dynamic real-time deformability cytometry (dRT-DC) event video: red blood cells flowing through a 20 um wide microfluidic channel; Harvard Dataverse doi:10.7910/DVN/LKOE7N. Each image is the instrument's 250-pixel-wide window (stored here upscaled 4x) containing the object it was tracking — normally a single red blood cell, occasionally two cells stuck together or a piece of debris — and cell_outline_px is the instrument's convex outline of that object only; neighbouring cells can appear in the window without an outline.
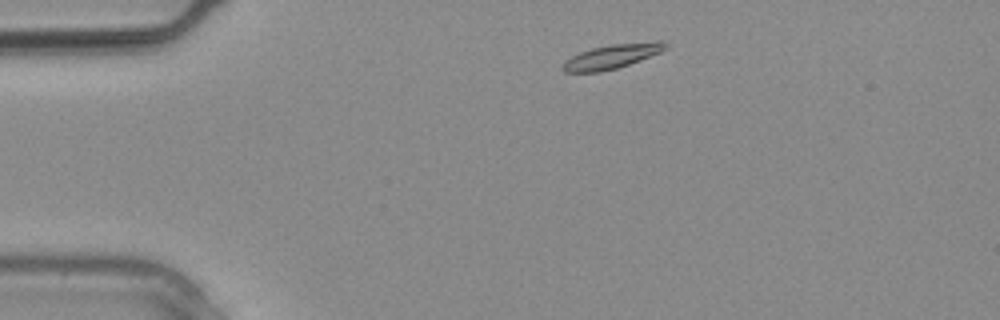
{"species": "common noctule bat (a hibernating species)", "species_latin": "Nyctalus noctula", "temperature_condition": "warm", "stored_images_in_passage": 2, "camera_frame_rate_fps": 3000, "um_per_image_px": 0.085, "animal": {"sex": "male", "body_mass_g": 20.4}, "frame": {"image": 1, "passage_image": 1, "time_ms": 0.0, "image_size_px": [1000, 320], "cell_outline_px": [[668, 48], [660, 52], [640, 60], [616, 68], [600, 72], [564, 72], [560, 68], [564, 60], [580, 52], [592, 48], [612, 44], [656, 40], [664, 40], [668, 44]], "centroid_in_image_um": [52.03, 4.78], "position_along_channel_um": 33.0, "area_um2": 14.74}}
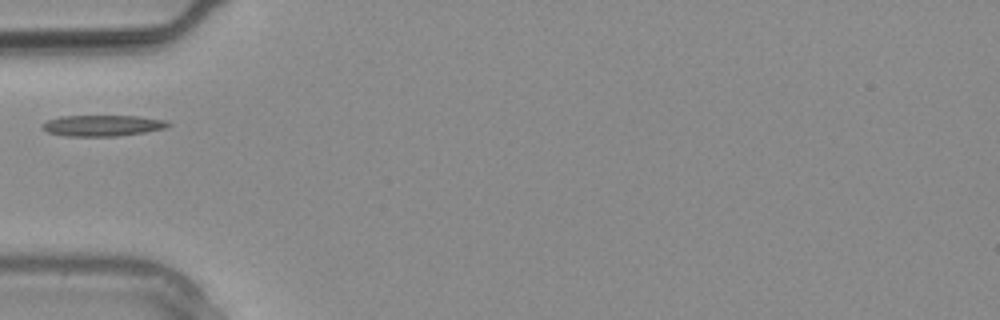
{"frame": {"image": 2, "passage_image": 2, "time_ms": 0.333, "image_size_px": [1000, 320], "cell_outline_px": [[172, 124], [168, 128], [144, 132], [116, 136], [68, 136], [48, 132], [40, 124], [48, 120], [60, 116], [136, 116], [168, 120]], "centroid_in_image_um": [8.77, 10.67], "position_along_channel_um": 76.2, "area_um2": 15.43}}